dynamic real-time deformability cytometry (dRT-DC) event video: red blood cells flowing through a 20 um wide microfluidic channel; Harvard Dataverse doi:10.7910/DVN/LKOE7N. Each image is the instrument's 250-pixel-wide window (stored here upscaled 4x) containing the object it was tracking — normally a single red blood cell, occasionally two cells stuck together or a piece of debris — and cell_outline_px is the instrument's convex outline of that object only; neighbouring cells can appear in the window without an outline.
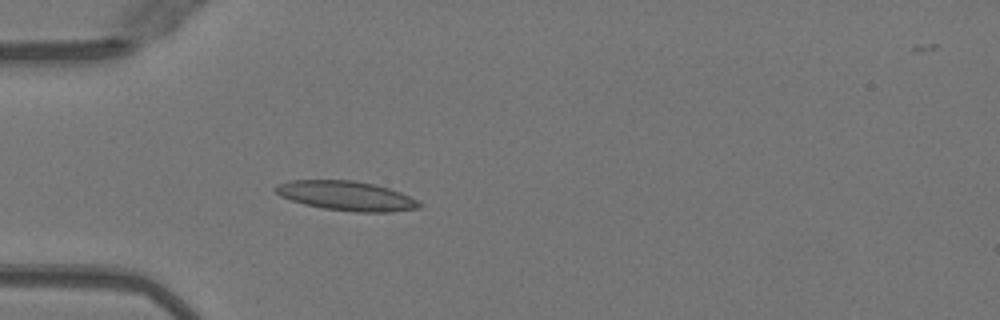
{"species": "Egyptian fruit bat (a non-hibernating species)", "species_latin": "Rousettus aegyptiacus", "temperature_condition": "warm", "stored_images_in_passage": 31, "camera_frame_rate_fps": 3000, "um_per_image_px": 0.085, "animal": {"sex": "female"}, "frame": {"image": 1, "passage_image": 1, "time_ms": 0.0, "image_size_px": [1000, 320], "cell_outline_px": [[424, 204], [420, 208], [392, 212], [356, 212], [324, 208], [304, 204], [280, 196], [272, 188], [276, 184], [292, 180], [352, 180], [372, 184], [388, 188], [400, 192]], "centroid_in_image_um": [29.43, 16.65], "position_along_channel_um": 55.6, "area_um2": 24.62}}
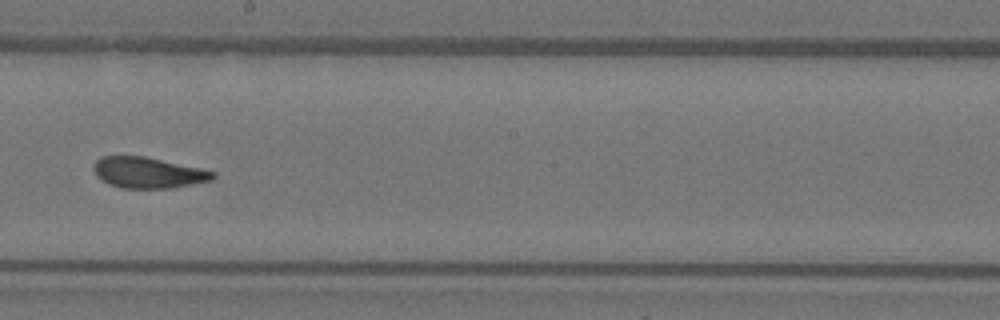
{"frame": {"image": 2, "passage_image": 15, "time_ms": 4.667, "image_size_px": [1000, 320], "cell_outline_px": [[216, 176], [212, 180], [172, 188], [120, 188], [108, 184], [100, 180], [96, 176], [92, 168], [92, 164], [100, 156], [144, 156], [200, 168], [216, 172]], "centroid_in_image_um": [12.54, 14.68], "position_along_channel_um": 235.7, "area_um2": 21.68}}
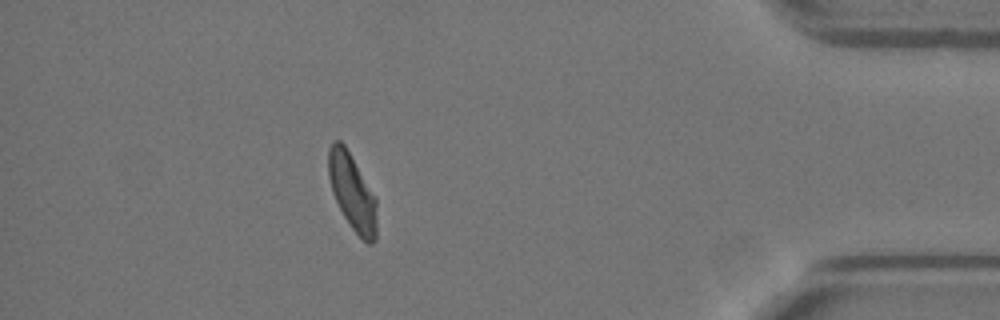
{"frame": {"image": 3, "passage_image": 31, "time_ms": 10.0, "image_size_px": [1000, 320], "cell_outline_px": [[376, 240], [372, 244], [368, 244], [352, 228], [344, 216], [332, 192], [328, 176], [328, 148], [332, 140], [340, 140], [344, 144], [376, 196]], "centroid_in_image_um": [29.94, 16.3], "position_along_channel_um": 405.3, "area_um2": 21.5}, "authors_computed_cell_mechanics": {"area_um2": 22.1374, "velocity_mm_per_s": 4.0074, "shape_relaxation_time_tau1_ms": 6.3445, "shape_relaxation_time_tau2_ms": 1.391, "deformation_change_tau1": 0.2096, "deformation_change_tau2": 0.0957}}